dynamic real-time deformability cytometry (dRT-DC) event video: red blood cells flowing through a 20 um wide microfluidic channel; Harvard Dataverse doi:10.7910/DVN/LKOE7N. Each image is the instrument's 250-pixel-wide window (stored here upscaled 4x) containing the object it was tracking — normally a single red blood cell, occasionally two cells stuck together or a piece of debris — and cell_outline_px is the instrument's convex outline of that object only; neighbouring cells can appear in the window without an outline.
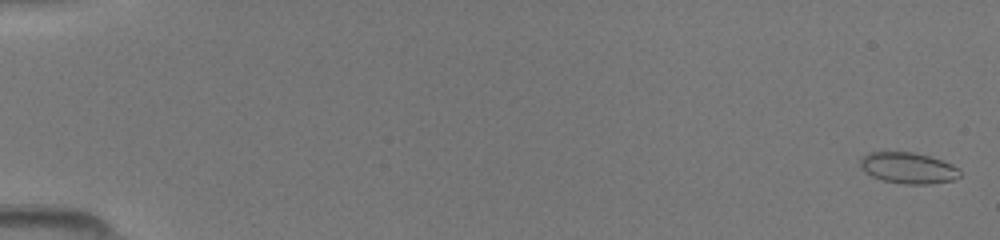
{"species": "common noctule bat (a hibernating species)", "species_latin": "Nyctalus noctula", "temperature_condition": "room temperature", "stored_images_in_passage": 49, "camera_frame_rate_fps": 3000, "um_per_image_px": 0.085, "animal": {"sex": "female", "body_mass_g": 19.5, "forearm_length_mm": 54.1}, "frame": {"image": 1, "passage_image": 1, "time_ms": 0.0, "image_size_px": [1000, 240], "cell_outline_px": [[960, 176], [952, 180], [932, 184], [904, 184], [884, 180], [872, 176], [864, 172], [860, 168], [860, 160], [868, 152], [912, 152], [928, 156], [952, 164], [960, 172]], "centroid_in_image_um": [77.16, 14.28], "position_along_channel_um": 7.8, "area_um2": 17.92}}
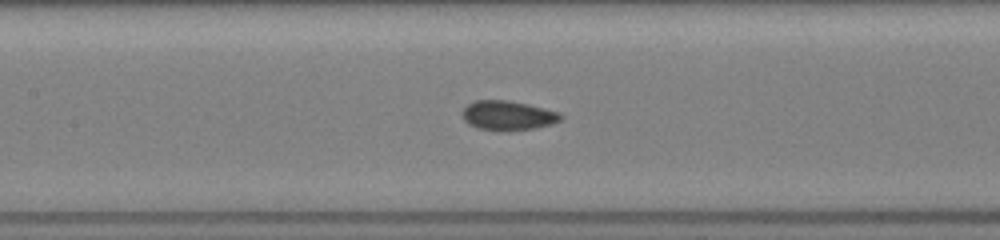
{"frame": {"image": 2, "passage_image": 24, "time_ms": 7.667, "image_size_px": [1000, 240], "cell_outline_px": [[564, 116], [560, 120], [552, 124], [532, 128], [508, 132], [504, 132], [476, 128], [468, 124], [460, 116], [460, 112], [468, 104], [476, 100], [508, 100], [528, 104], [560, 112]], "centroid_in_image_um": [43.13, 9.83], "position_along_channel_um": 164.3, "area_um2": 17.28}}
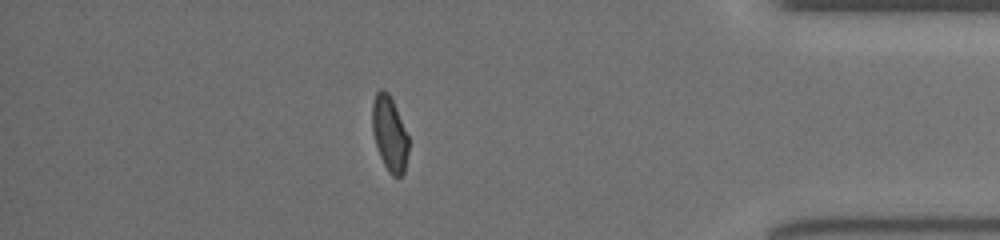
{"frame": {"image": 3, "passage_image": 43, "time_ms": 14.0, "image_size_px": [1000, 240], "cell_outline_px": [[408, 152], [404, 172], [400, 176], [392, 176], [388, 172], [380, 156], [372, 132], [372, 104], [376, 92], [380, 88], [384, 88], [388, 92], [396, 108], [408, 136]], "centroid_in_image_um": [33.1, 11.34], "position_along_channel_um": 402.1, "area_um2": 15.78}}